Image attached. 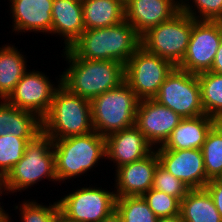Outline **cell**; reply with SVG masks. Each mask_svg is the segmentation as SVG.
<instances>
[{
    "mask_svg": "<svg viewBox=\"0 0 222 222\" xmlns=\"http://www.w3.org/2000/svg\"><path fill=\"white\" fill-rule=\"evenodd\" d=\"M152 188L176 197L180 201L186 197L190 190L180 179L175 178L160 164L155 170Z\"/></svg>",
    "mask_w": 222,
    "mask_h": 222,
    "instance_id": "obj_31",
    "label": "cell"
},
{
    "mask_svg": "<svg viewBox=\"0 0 222 222\" xmlns=\"http://www.w3.org/2000/svg\"><path fill=\"white\" fill-rule=\"evenodd\" d=\"M10 220H11V217H9L8 213L0 218V222H10Z\"/></svg>",
    "mask_w": 222,
    "mask_h": 222,
    "instance_id": "obj_40",
    "label": "cell"
},
{
    "mask_svg": "<svg viewBox=\"0 0 222 222\" xmlns=\"http://www.w3.org/2000/svg\"><path fill=\"white\" fill-rule=\"evenodd\" d=\"M58 202L59 209L79 222H100L115 211V192L102 188L83 187L67 194Z\"/></svg>",
    "mask_w": 222,
    "mask_h": 222,
    "instance_id": "obj_11",
    "label": "cell"
},
{
    "mask_svg": "<svg viewBox=\"0 0 222 222\" xmlns=\"http://www.w3.org/2000/svg\"><path fill=\"white\" fill-rule=\"evenodd\" d=\"M205 188L213 198L215 207L222 217V178L210 179Z\"/></svg>",
    "mask_w": 222,
    "mask_h": 222,
    "instance_id": "obj_33",
    "label": "cell"
},
{
    "mask_svg": "<svg viewBox=\"0 0 222 222\" xmlns=\"http://www.w3.org/2000/svg\"><path fill=\"white\" fill-rule=\"evenodd\" d=\"M214 126L213 117L201 115L193 118H183L172 131L163 146L156 149L188 150L201 149L206 136Z\"/></svg>",
    "mask_w": 222,
    "mask_h": 222,
    "instance_id": "obj_20",
    "label": "cell"
},
{
    "mask_svg": "<svg viewBox=\"0 0 222 222\" xmlns=\"http://www.w3.org/2000/svg\"><path fill=\"white\" fill-rule=\"evenodd\" d=\"M33 139H24L14 135L0 136V171L8 172L21 160L27 144Z\"/></svg>",
    "mask_w": 222,
    "mask_h": 222,
    "instance_id": "obj_28",
    "label": "cell"
},
{
    "mask_svg": "<svg viewBox=\"0 0 222 222\" xmlns=\"http://www.w3.org/2000/svg\"><path fill=\"white\" fill-rule=\"evenodd\" d=\"M214 119V126L222 133V114L217 115Z\"/></svg>",
    "mask_w": 222,
    "mask_h": 222,
    "instance_id": "obj_39",
    "label": "cell"
},
{
    "mask_svg": "<svg viewBox=\"0 0 222 222\" xmlns=\"http://www.w3.org/2000/svg\"><path fill=\"white\" fill-rule=\"evenodd\" d=\"M84 31L81 0H54L52 35L64 37V49L69 48Z\"/></svg>",
    "mask_w": 222,
    "mask_h": 222,
    "instance_id": "obj_19",
    "label": "cell"
},
{
    "mask_svg": "<svg viewBox=\"0 0 222 222\" xmlns=\"http://www.w3.org/2000/svg\"><path fill=\"white\" fill-rule=\"evenodd\" d=\"M193 26V18L179 12L172 19L149 29L140 37L141 46L177 67L183 60Z\"/></svg>",
    "mask_w": 222,
    "mask_h": 222,
    "instance_id": "obj_7",
    "label": "cell"
},
{
    "mask_svg": "<svg viewBox=\"0 0 222 222\" xmlns=\"http://www.w3.org/2000/svg\"><path fill=\"white\" fill-rule=\"evenodd\" d=\"M42 178L57 181L53 140L43 132L27 144L21 160L8 172L9 193L21 192Z\"/></svg>",
    "mask_w": 222,
    "mask_h": 222,
    "instance_id": "obj_6",
    "label": "cell"
},
{
    "mask_svg": "<svg viewBox=\"0 0 222 222\" xmlns=\"http://www.w3.org/2000/svg\"><path fill=\"white\" fill-rule=\"evenodd\" d=\"M157 218L180 214V200L164 192L151 188L142 195Z\"/></svg>",
    "mask_w": 222,
    "mask_h": 222,
    "instance_id": "obj_29",
    "label": "cell"
},
{
    "mask_svg": "<svg viewBox=\"0 0 222 222\" xmlns=\"http://www.w3.org/2000/svg\"><path fill=\"white\" fill-rule=\"evenodd\" d=\"M175 66L140 46L124 65V81L139 100L154 99Z\"/></svg>",
    "mask_w": 222,
    "mask_h": 222,
    "instance_id": "obj_8",
    "label": "cell"
},
{
    "mask_svg": "<svg viewBox=\"0 0 222 222\" xmlns=\"http://www.w3.org/2000/svg\"><path fill=\"white\" fill-rule=\"evenodd\" d=\"M57 181L82 175L106 158V139L96 131L53 140Z\"/></svg>",
    "mask_w": 222,
    "mask_h": 222,
    "instance_id": "obj_4",
    "label": "cell"
},
{
    "mask_svg": "<svg viewBox=\"0 0 222 222\" xmlns=\"http://www.w3.org/2000/svg\"><path fill=\"white\" fill-rule=\"evenodd\" d=\"M210 71L218 73V74H222V41L216 52V56H215V59H214V62Z\"/></svg>",
    "mask_w": 222,
    "mask_h": 222,
    "instance_id": "obj_34",
    "label": "cell"
},
{
    "mask_svg": "<svg viewBox=\"0 0 222 222\" xmlns=\"http://www.w3.org/2000/svg\"><path fill=\"white\" fill-rule=\"evenodd\" d=\"M115 210L122 222H156L157 220L142 196L116 197Z\"/></svg>",
    "mask_w": 222,
    "mask_h": 222,
    "instance_id": "obj_26",
    "label": "cell"
},
{
    "mask_svg": "<svg viewBox=\"0 0 222 222\" xmlns=\"http://www.w3.org/2000/svg\"><path fill=\"white\" fill-rule=\"evenodd\" d=\"M156 222H183V219L180 214H177L174 216L157 218Z\"/></svg>",
    "mask_w": 222,
    "mask_h": 222,
    "instance_id": "obj_37",
    "label": "cell"
},
{
    "mask_svg": "<svg viewBox=\"0 0 222 222\" xmlns=\"http://www.w3.org/2000/svg\"><path fill=\"white\" fill-rule=\"evenodd\" d=\"M221 41L222 24L220 21L193 19L188 48L177 68L197 75L210 71Z\"/></svg>",
    "mask_w": 222,
    "mask_h": 222,
    "instance_id": "obj_10",
    "label": "cell"
},
{
    "mask_svg": "<svg viewBox=\"0 0 222 222\" xmlns=\"http://www.w3.org/2000/svg\"><path fill=\"white\" fill-rule=\"evenodd\" d=\"M205 115L222 114V74L207 71L197 75Z\"/></svg>",
    "mask_w": 222,
    "mask_h": 222,
    "instance_id": "obj_25",
    "label": "cell"
},
{
    "mask_svg": "<svg viewBox=\"0 0 222 222\" xmlns=\"http://www.w3.org/2000/svg\"><path fill=\"white\" fill-rule=\"evenodd\" d=\"M106 158L116 163V169L146 157L154 148L136 125L105 137Z\"/></svg>",
    "mask_w": 222,
    "mask_h": 222,
    "instance_id": "obj_17",
    "label": "cell"
},
{
    "mask_svg": "<svg viewBox=\"0 0 222 222\" xmlns=\"http://www.w3.org/2000/svg\"><path fill=\"white\" fill-rule=\"evenodd\" d=\"M154 149L146 157L115 170L116 197L142 196L152 188L154 173L159 164Z\"/></svg>",
    "mask_w": 222,
    "mask_h": 222,
    "instance_id": "obj_16",
    "label": "cell"
},
{
    "mask_svg": "<svg viewBox=\"0 0 222 222\" xmlns=\"http://www.w3.org/2000/svg\"><path fill=\"white\" fill-rule=\"evenodd\" d=\"M39 71L26 72L6 101L19 109L33 112L41 120L49 112L57 86Z\"/></svg>",
    "mask_w": 222,
    "mask_h": 222,
    "instance_id": "obj_12",
    "label": "cell"
},
{
    "mask_svg": "<svg viewBox=\"0 0 222 222\" xmlns=\"http://www.w3.org/2000/svg\"><path fill=\"white\" fill-rule=\"evenodd\" d=\"M5 190L9 192L8 184H7V174L0 171V196Z\"/></svg>",
    "mask_w": 222,
    "mask_h": 222,
    "instance_id": "obj_36",
    "label": "cell"
},
{
    "mask_svg": "<svg viewBox=\"0 0 222 222\" xmlns=\"http://www.w3.org/2000/svg\"><path fill=\"white\" fill-rule=\"evenodd\" d=\"M141 46L140 36L126 20L85 30L69 49L81 59L112 60L125 65Z\"/></svg>",
    "mask_w": 222,
    "mask_h": 222,
    "instance_id": "obj_2",
    "label": "cell"
},
{
    "mask_svg": "<svg viewBox=\"0 0 222 222\" xmlns=\"http://www.w3.org/2000/svg\"><path fill=\"white\" fill-rule=\"evenodd\" d=\"M54 222H79L64 214L59 208L54 218Z\"/></svg>",
    "mask_w": 222,
    "mask_h": 222,
    "instance_id": "obj_35",
    "label": "cell"
},
{
    "mask_svg": "<svg viewBox=\"0 0 222 222\" xmlns=\"http://www.w3.org/2000/svg\"><path fill=\"white\" fill-rule=\"evenodd\" d=\"M201 152L207 177L222 178V133L215 126L208 132Z\"/></svg>",
    "mask_w": 222,
    "mask_h": 222,
    "instance_id": "obj_27",
    "label": "cell"
},
{
    "mask_svg": "<svg viewBox=\"0 0 222 222\" xmlns=\"http://www.w3.org/2000/svg\"><path fill=\"white\" fill-rule=\"evenodd\" d=\"M100 222H122V219L115 210L109 216L103 218Z\"/></svg>",
    "mask_w": 222,
    "mask_h": 222,
    "instance_id": "obj_38",
    "label": "cell"
},
{
    "mask_svg": "<svg viewBox=\"0 0 222 222\" xmlns=\"http://www.w3.org/2000/svg\"><path fill=\"white\" fill-rule=\"evenodd\" d=\"M182 119L179 114L156 100L145 99L138 103L135 125L148 143L156 148L165 144Z\"/></svg>",
    "mask_w": 222,
    "mask_h": 222,
    "instance_id": "obj_13",
    "label": "cell"
},
{
    "mask_svg": "<svg viewBox=\"0 0 222 222\" xmlns=\"http://www.w3.org/2000/svg\"><path fill=\"white\" fill-rule=\"evenodd\" d=\"M70 66L58 78L69 92L89 101L124 82V65L112 60L78 58L69 48L63 49Z\"/></svg>",
    "mask_w": 222,
    "mask_h": 222,
    "instance_id": "obj_1",
    "label": "cell"
},
{
    "mask_svg": "<svg viewBox=\"0 0 222 222\" xmlns=\"http://www.w3.org/2000/svg\"><path fill=\"white\" fill-rule=\"evenodd\" d=\"M156 154L159 164L188 188H205L209 182L201 149H156Z\"/></svg>",
    "mask_w": 222,
    "mask_h": 222,
    "instance_id": "obj_14",
    "label": "cell"
},
{
    "mask_svg": "<svg viewBox=\"0 0 222 222\" xmlns=\"http://www.w3.org/2000/svg\"><path fill=\"white\" fill-rule=\"evenodd\" d=\"M19 207L21 222H54L59 205L54 202L53 205L43 206L34 200H25Z\"/></svg>",
    "mask_w": 222,
    "mask_h": 222,
    "instance_id": "obj_32",
    "label": "cell"
},
{
    "mask_svg": "<svg viewBox=\"0 0 222 222\" xmlns=\"http://www.w3.org/2000/svg\"><path fill=\"white\" fill-rule=\"evenodd\" d=\"M154 100L182 118L205 114L197 74H191L177 67L166 77Z\"/></svg>",
    "mask_w": 222,
    "mask_h": 222,
    "instance_id": "obj_9",
    "label": "cell"
},
{
    "mask_svg": "<svg viewBox=\"0 0 222 222\" xmlns=\"http://www.w3.org/2000/svg\"><path fill=\"white\" fill-rule=\"evenodd\" d=\"M183 222H222L215 203L206 188L190 189L180 202Z\"/></svg>",
    "mask_w": 222,
    "mask_h": 222,
    "instance_id": "obj_23",
    "label": "cell"
},
{
    "mask_svg": "<svg viewBox=\"0 0 222 222\" xmlns=\"http://www.w3.org/2000/svg\"><path fill=\"white\" fill-rule=\"evenodd\" d=\"M185 1L187 2V0H180V11L195 20L220 21L222 19V0H193L194 9L192 4L191 7ZM195 7L198 12L197 10L195 11Z\"/></svg>",
    "mask_w": 222,
    "mask_h": 222,
    "instance_id": "obj_30",
    "label": "cell"
},
{
    "mask_svg": "<svg viewBox=\"0 0 222 222\" xmlns=\"http://www.w3.org/2000/svg\"><path fill=\"white\" fill-rule=\"evenodd\" d=\"M139 99L124 81L90 101L94 131L101 136L135 125Z\"/></svg>",
    "mask_w": 222,
    "mask_h": 222,
    "instance_id": "obj_5",
    "label": "cell"
},
{
    "mask_svg": "<svg viewBox=\"0 0 222 222\" xmlns=\"http://www.w3.org/2000/svg\"><path fill=\"white\" fill-rule=\"evenodd\" d=\"M179 12L180 0H128L125 3V20L140 37Z\"/></svg>",
    "mask_w": 222,
    "mask_h": 222,
    "instance_id": "obj_15",
    "label": "cell"
},
{
    "mask_svg": "<svg viewBox=\"0 0 222 222\" xmlns=\"http://www.w3.org/2000/svg\"><path fill=\"white\" fill-rule=\"evenodd\" d=\"M13 17V31L52 33L54 0H9Z\"/></svg>",
    "mask_w": 222,
    "mask_h": 222,
    "instance_id": "obj_18",
    "label": "cell"
},
{
    "mask_svg": "<svg viewBox=\"0 0 222 222\" xmlns=\"http://www.w3.org/2000/svg\"><path fill=\"white\" fill-rule=\"evenodd\" d=\"M42 132V121L33 112L0 102V136L14 135L24 139H34Z\"/></svg>",
    "mask_w": 222,
    "mask_h": 222,
    "instance_id": "obj_21",
    "label": "cell"
},
{
    "mask_svg": "<svg viewBox=\"0 0 222 222\" xmlns=\"http://www.w3.org/2000/svg\"><path fill=\"white\" fill-rule=\"evenodd\" d=\"M13 45L0 48V100H6L27 72L26 57Z\"/></svg>",
    "mask_w": 222,
    "mask_h": 222,
    "instance_id": "obj_24",
    "label": "cell"
},
{
    "mask_svg": "<svg viewBox=\"0 0 222 222\" xmlns=\"http://www.w3.org/2000/svg\"><path fill=\"white\" fill-rule=\"evenodd\" d=\"M2 207L3 206L0 205V218L6 214L4 208H2Z\"/></svg>",
    "mask_w": 222,
    "mask_h": 222,
    "instance_id": "obj_41",
    "label": "cell"
},
{
    "mask_svg": "<svg viewBox=\"0 0 222 222\" xmlns=\"http://www.w3.org/2000/svg\"><path fill=\"white\" fill-rule=\"evenodd\" d=\"M85 30L104 28L125 21L122 0H81Z\"/></svg>",
    "mask_w": 222,
    "mask_h": 222,
    "instance_id": "obj_22",
    "label": "cell"
},
{
    "mask_svg": "<svg viewBox=\"0 0 222 222\" xmlns=\"http://www.w3.org/2000/svg\"><path fill=\"white\" fill-rule=\"evenodd\" d=\"M58 82L50 110L41 120L42 132L58 140L94 131L90 101L69 92Z\"/></svg>",
    "mask_w": 222,
    "mask_h": 222,
    "instance_id": "obj_3",
    "label": "cell"
}]
</instances>
